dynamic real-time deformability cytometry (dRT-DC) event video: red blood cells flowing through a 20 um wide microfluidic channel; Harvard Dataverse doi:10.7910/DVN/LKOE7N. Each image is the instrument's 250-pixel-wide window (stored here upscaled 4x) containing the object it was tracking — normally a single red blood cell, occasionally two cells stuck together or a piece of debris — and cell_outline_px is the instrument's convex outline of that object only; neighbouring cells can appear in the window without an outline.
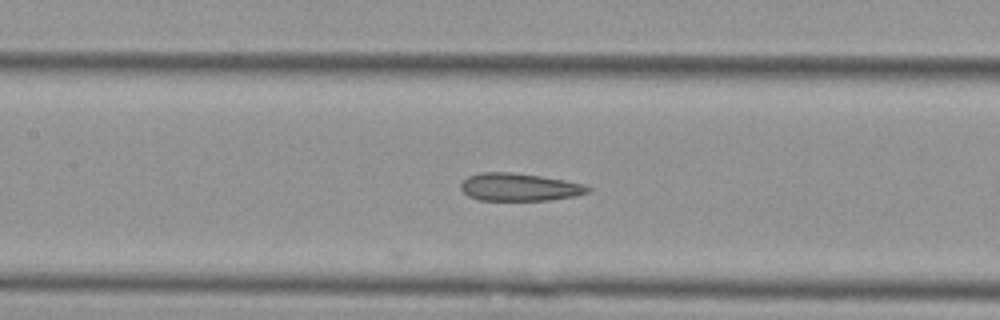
{"species": "Egyptian fruit bat (a non-hibernating species)", "species_latin": "Rousettus aegyptiacus", "temperature_condition": "cold", "stored_images_in_passage": 12, "camera_frame_rate_fps": 3000, "um_per_image_px": 0.085, "animal": {"sex": "female"}, "frame": {"image": 1, "passage_image": 12, "time_ms": 3.667, "image_size_px": [1000, 320], "cell_outline_px": [[592, 188], [588, 192], [576, 196], [552, 200], [480, 200], [468, 196], [460, 188], [460, 184], [468, 176], [480, 172], [508, 172], [540, 176], [564, 180], [580, 184]], "centroid_in_image_um": [44.11, 15.91], "position_along_channel_um": 163.3, "area_um2": 20.4}}